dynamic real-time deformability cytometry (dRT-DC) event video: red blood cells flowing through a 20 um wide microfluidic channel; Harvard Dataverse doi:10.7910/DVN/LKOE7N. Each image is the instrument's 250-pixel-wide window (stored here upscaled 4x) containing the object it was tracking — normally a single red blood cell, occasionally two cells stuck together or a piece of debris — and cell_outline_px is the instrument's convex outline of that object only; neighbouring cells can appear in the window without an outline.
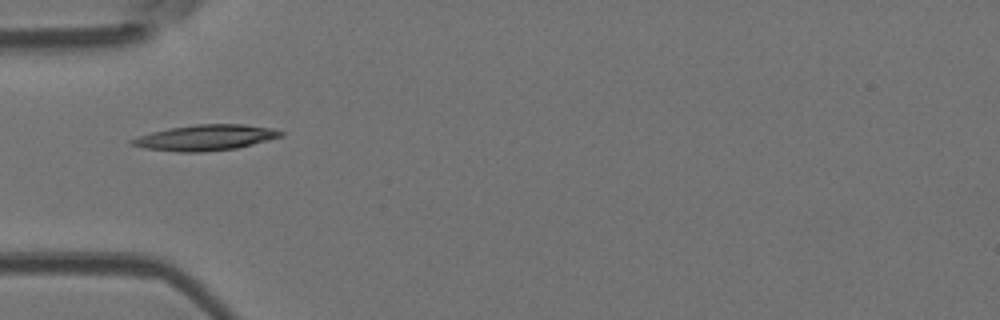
{"species": "Egyptian fruit bat (a non-hibernating species)", "species_latin": "Rousettus aegyptiacus", "temperature_condition": "room temperature", "stored_images_in_passage": 3, "camera_frame_rate_fps": 3000, "um_per_image_px": 0.085, "animal": {"sex": "female"}, "frame": {"image": 1, "passage_image": 3, "time_ms": 2.333, "image_size_px": [1000, 320], "cell_outline_px": [[284, 136], [236, 148], [200, 152], [176, 152], [144, 148], [128, 144], [128, 140], [152, 132], [168, 128], [196, 124], [244, 124], [272, 128], [284, 132]], "centroid_in_image_um": [17.45, 11.69], "position_along_channel_um": 67.6, "area_um2": 22.31}}